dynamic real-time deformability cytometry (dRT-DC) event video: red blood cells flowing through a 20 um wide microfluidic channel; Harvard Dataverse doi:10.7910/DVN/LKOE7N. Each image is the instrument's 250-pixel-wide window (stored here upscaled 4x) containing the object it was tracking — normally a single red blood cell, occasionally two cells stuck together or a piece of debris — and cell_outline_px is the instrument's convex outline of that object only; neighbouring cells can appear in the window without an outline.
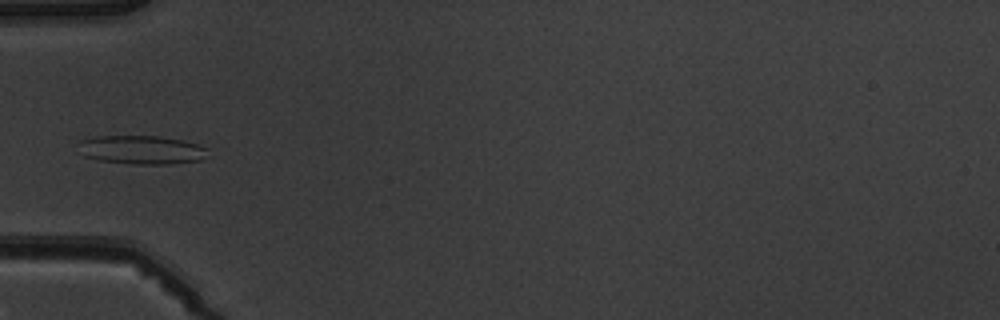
{"species": "common noctule bat (a hibernating species)", "species_latin": "Nyctalus noctula", "temperature_condition": "warm", "stored_images_in_passage": 6, "camera_frame_rate_fps": 3000, "um_per_image_px": 0.085, "animal": {"sex": "male", "body_mass_g": 19.5, "forearm_length_mm": 54.6}, "frame": {"image": 1, "passage_image": 6, "time_ms": 5.667, "image_size_px": [1000, 320], "cell_outline_px": [[208, 148], [200, 160], [168, 164], [132, 164], [100, 160], [84, 156], [80, 140], [100, 136], [160, 136], [184, 140]], "centroid_in_image_um": [12.06, 12.73], "position_along_channel_um": 72.9, "area_um2": 21.21}}